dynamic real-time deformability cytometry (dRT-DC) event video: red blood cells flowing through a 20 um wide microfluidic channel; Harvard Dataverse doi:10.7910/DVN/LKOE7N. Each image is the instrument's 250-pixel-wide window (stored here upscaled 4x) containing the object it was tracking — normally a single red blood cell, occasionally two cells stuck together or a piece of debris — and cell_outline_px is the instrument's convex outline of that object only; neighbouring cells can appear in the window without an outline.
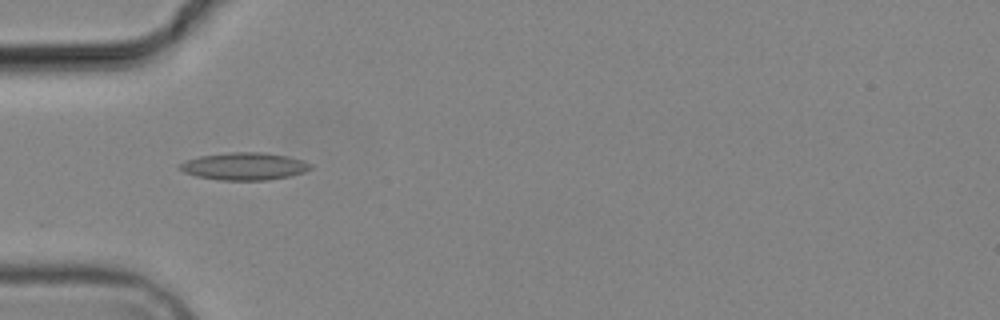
{"species": "common noctule bat (a hibernating species)", "species_latin": "Nyctalus noctula", "temperature_condition": "cold", "stored_images_in_passage": 8, "camera_frame_rate_fps": 3000, "um_per_image_px": 0.085, "animal": {"sex": "male", "body_mass_g": 19.2, "forearm_length_mm": 51.8}, "frame": {"image": 1, "passage_image": 5, "time_ms": 4.667, "image_size_px": [1000, 320], "cell_outline_px": [[312, 168], [304, 172], [288, 176], [268, 180], [220, 180], [196, 176], [184, 172], [176, 168], [184, 160], [200, 156], [232, 152], [260, 152], [288, 156], [304, 160], [312, 164]], "centroid_in_image_um": [20.76, 14.13], "position_along_channel_um": 64.2, "area_um2": 20.98}}
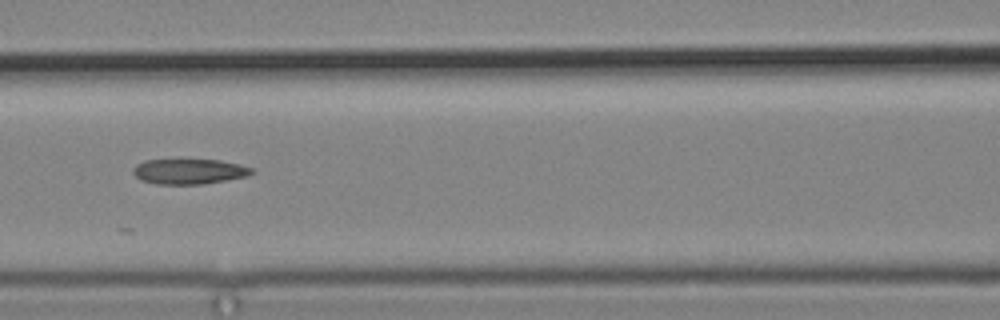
{"frame": {"image": 2, "passage_image": 7, "time_ms": 7.0, "image_size_px": [1000, 320], "cell_outline_px": [[256, 172], [248, 176], [204, 184], [156, 184], [140, 180], [132, 172], [132, 168], [136, 164], [144, 160], [220, 160], [240, 164], [256, 168]], "centroid_in_image_um": [16.12, 14.57], "position_along_channel_um": 150.5, "area_um2": 17.69}}
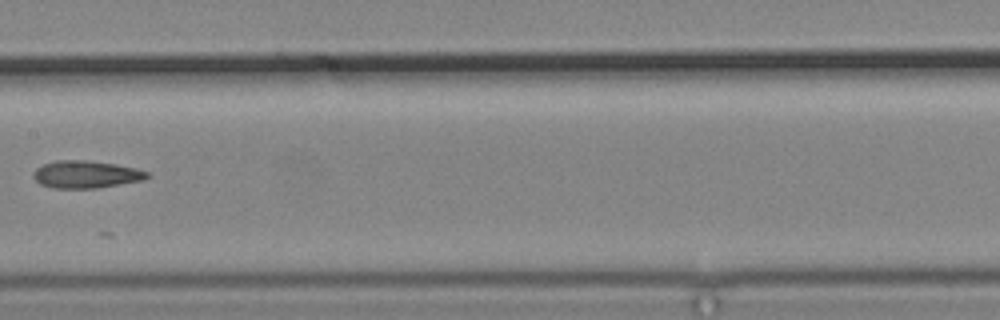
{"frame": {"image": 3, "passage_image": 8, "time_ms": 8.333, "image_size_px": [1000, 320], "cell_outline_px": [[148, 176], [144, 180], [96, 188], [52, 188], [40, 184], [32, 176], [32, 172], [36, 168], [44, 164], [56, 160], [88, 160], [116, 164], [136, 168], [148, 172]], "centroid_in_image_um": [7.28, 14.82], "position_along_channel_um": 200.1, "area_um2": 18.21}}